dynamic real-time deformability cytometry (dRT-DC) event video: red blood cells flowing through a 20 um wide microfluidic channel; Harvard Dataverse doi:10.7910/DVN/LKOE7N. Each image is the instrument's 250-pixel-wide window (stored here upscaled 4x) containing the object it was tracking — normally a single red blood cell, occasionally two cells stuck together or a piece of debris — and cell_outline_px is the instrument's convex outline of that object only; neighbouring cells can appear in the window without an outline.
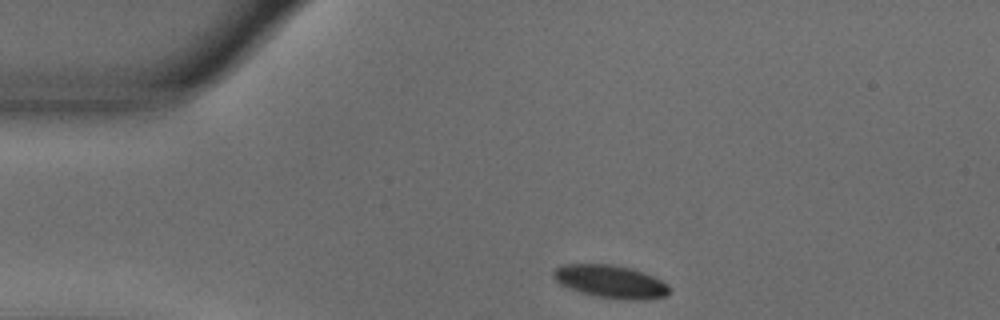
{"species": "common noctule bat (a hibernating species)", "species_latin": "Nyctalus noctula", "temperature_condition": "warm", "stored_images_in_passage": 45, "camera_frame_rate_fps": 3000, "um_per_image_px": 0.085, "animal": {"sex": "male", "body_mass_g": 18.8}, "frame": {"image": 1, "passage_image": 1, "time_ms": 0.0, "image_size_px": [1000, 320], "cell_outline_px": [[668, 292], [664, 296], [644, 300], [628, 300], [596, 296], [580, 292], [568, 288], [560, 284], [552, 276], [552, 272], [560, 264], [608, 264], [628, 268], [652, 276], [668, 284]], "centroid_in_image_um": [51.84, 23.93], "position_along_channel_um": 33.2, "area_um2": 21.96}}
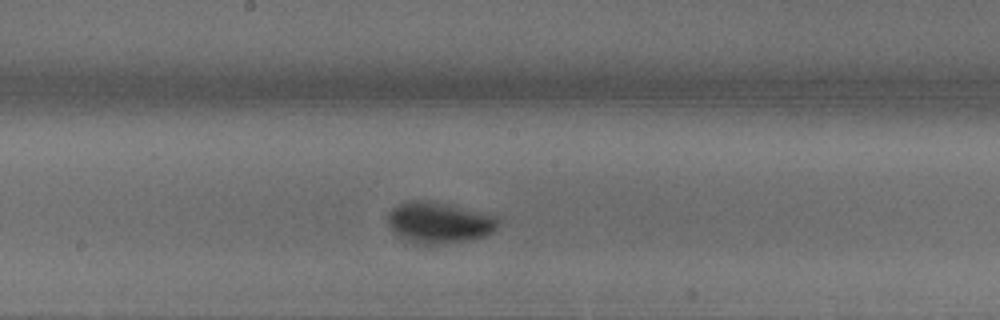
{"frame": {"image": 2, "passage_image": 19, "time_ms": 6.0, "image_size_px": [1000, 320], "cell_outline_px": [[500, 224], [492, 232], [484, 236], [472, 240], [444, 244], [420, 244], [408, 240], [400, 236], [388, 224], [388, 212], [392, 208], [400, 204], [416, 200], [500, 216]], "centroid_in_image_um": [37.37, 18.96], "position_along_channel_um": 210.8, "area_um2": 25.72}}
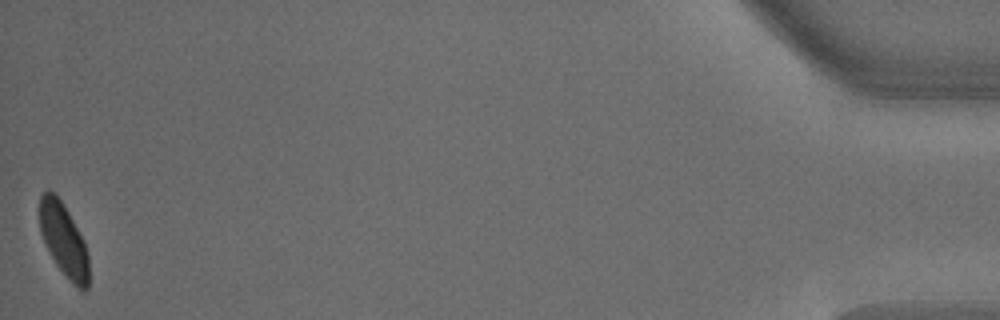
{"frame": {"image": 3, "passage_image": 45, "time_ms": 14.667, "image_size_px": [1000, 320], "cell_outline_px": [[88, 288], [84, 292], [56, 264], [40, 232], [40, 196], [48, 188], [60, 200], [68, 212], [84, 240], [88, 256]], "centroid_in_image_um": [5.42, 20.35], "position_along_channel_um": 429.8, "area_um2": 20.17}, "authors_computed_cell_mechanics": {"area_um2": 23.1778, "velocity_mm_per_s": 3.6356, "shape_relaxation_time_tau1_ms": 2.933, "shape_relaxation_time_tau2_ms": null, "deformation_change_tau1": 0.1263, "deformation_change_tau2": null}}